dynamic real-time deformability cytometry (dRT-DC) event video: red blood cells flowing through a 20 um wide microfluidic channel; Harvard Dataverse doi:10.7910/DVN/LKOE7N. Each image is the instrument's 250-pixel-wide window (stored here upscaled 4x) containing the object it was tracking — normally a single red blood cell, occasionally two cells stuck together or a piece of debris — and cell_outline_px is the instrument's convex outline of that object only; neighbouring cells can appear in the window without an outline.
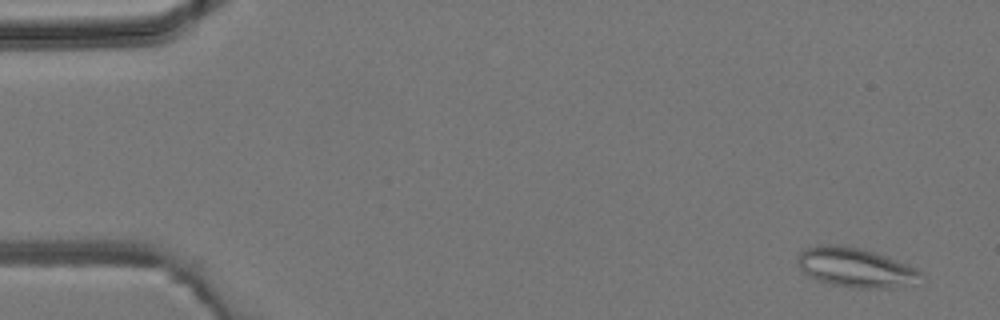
{"species": "common noctule bat (a hibernating species)", "species_latin": "Nyctalus noctula", "temperature_condition": "room temperature", "stored_images_in_passage": 4, "camera_frame_rate_fps": 3000, "um_per_image_px": 0.085, "animal": {"sex": "male", "body_mass_g": 19.2, "forearm_length_mm": 51.8}, "frame": {"image": 1, "passage_image": 1, "time_ms": 0.0, "image_size_px": [1000, 320], "cell_outline_px": [[924, 276], [888, 288], [860, 288], [832, 284], [816, 280], [808, 276], [800, 268], [796, 256], [804, 248], [820, 244], [836, 244], [860, 248], [896, 260], [916, 268]], "centroid_in_image_um": [72.59, 22.71], "position_along_channel_um": 12.4, "area_um2": 27.63}}